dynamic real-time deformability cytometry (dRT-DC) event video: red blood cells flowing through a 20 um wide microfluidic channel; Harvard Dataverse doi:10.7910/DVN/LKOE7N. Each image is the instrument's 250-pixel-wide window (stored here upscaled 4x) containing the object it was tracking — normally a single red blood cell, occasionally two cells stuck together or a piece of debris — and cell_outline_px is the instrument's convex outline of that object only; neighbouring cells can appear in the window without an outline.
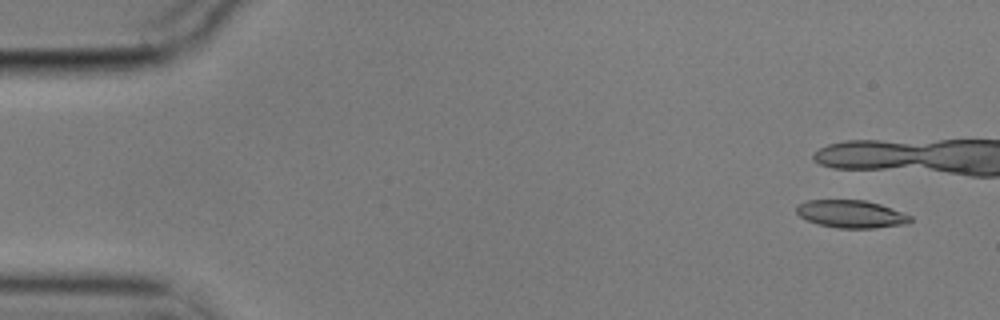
{"species": "common noctule bat (a hibernating species)", "species_latin": "Nyctalus noctula", "temperature_condition": "cold", "stored_images_in_passage": 10, "camera_frame_rate_fps": 3000, "um_per_image_px": 0.085, "animal": {"sex": "male", "body_mass_g": 17.9}, "frame": {"image": 1, "passage_image": 4, "time_ms": 1.0, "image_size_px": [1000, 320], "cell_outline_px": [[912, 220], [908, 224], [872, 228], [836, 228], [820, 224], [808, 220], [800, 216], [796, 212], [796, 204], [808, 200], [864, 200], [880, 204], [912, 216]], "centroid_in_image_um": [72.35, 18.19], "position_along_channel_um": 12.7, "area_um2": 18.32}}